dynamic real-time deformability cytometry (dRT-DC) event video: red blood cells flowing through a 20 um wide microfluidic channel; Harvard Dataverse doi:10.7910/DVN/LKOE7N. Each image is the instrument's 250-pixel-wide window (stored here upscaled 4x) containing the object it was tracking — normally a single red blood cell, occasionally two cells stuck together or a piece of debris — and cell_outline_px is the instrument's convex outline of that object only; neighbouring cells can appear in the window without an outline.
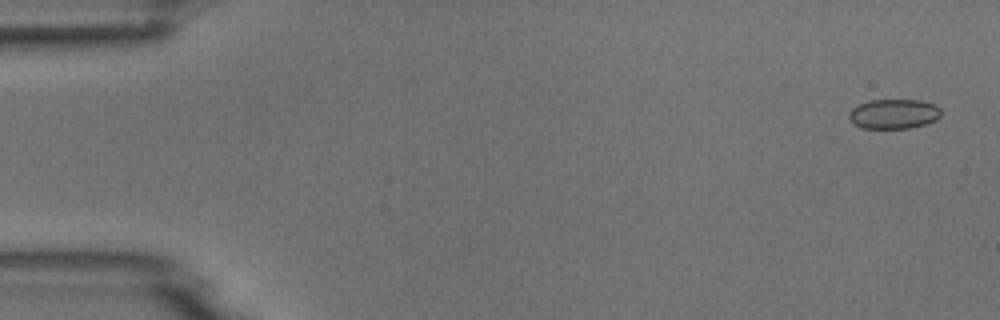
{"species": "common noctule bat (a hibernating species)", "species_latin": "Nyctalus noctula", "temperature_condition": "room temperature", "stored_images_in_passage": 5, "camera_frame_rate_fps": 3000, "um_per_image_px": 0.085, "animal": {"sex": "male", "body_mass_g": 18.8}, "frame": {"image": 1, "passage_image": 1, "time_ms": 0.0, "image_size_px": [1000, 320], "cell_outline_px": [[940, 116], [936, 120], [924, 124], [908, 128], [864, 128], [852, 124], [848, 116], [848, 112], [852, 108], [868, 100], [920, 100], [932, 104], [940, 108]], "centroid_in_image_um": [75.93, 9.68], "position_along_channel_um": 9.1, "area_um2": 15.9}}
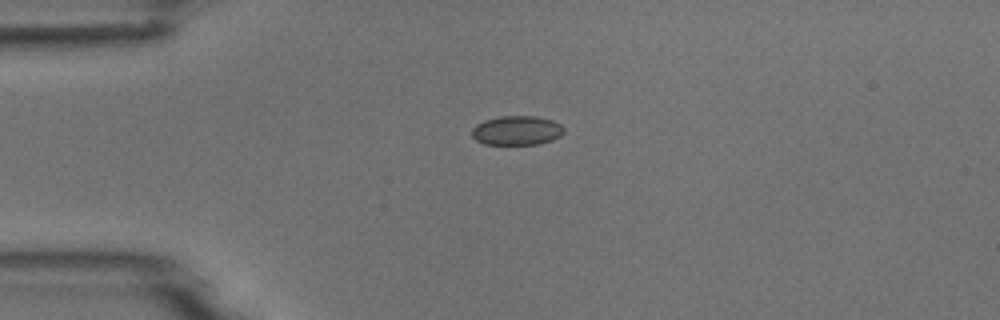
{"frame": {"image": 2, "passage_image": 4, "time_ms": 3.667, "image_size_px": [1000, 320], "cell_outline_px": [[564, 132], [560, 136], [552, 140], [536, 144], [484, 144], [476, 140], [472, 136], [472, 128], [476, 124], [484, 120], [500, 116], [536, 116], [552, 120], [560, 124], [564, 128]], "centroid_in_image_um": [43.92, 11.08], "position_along_channel_um": 41.1, "area_um2": 15.72}}